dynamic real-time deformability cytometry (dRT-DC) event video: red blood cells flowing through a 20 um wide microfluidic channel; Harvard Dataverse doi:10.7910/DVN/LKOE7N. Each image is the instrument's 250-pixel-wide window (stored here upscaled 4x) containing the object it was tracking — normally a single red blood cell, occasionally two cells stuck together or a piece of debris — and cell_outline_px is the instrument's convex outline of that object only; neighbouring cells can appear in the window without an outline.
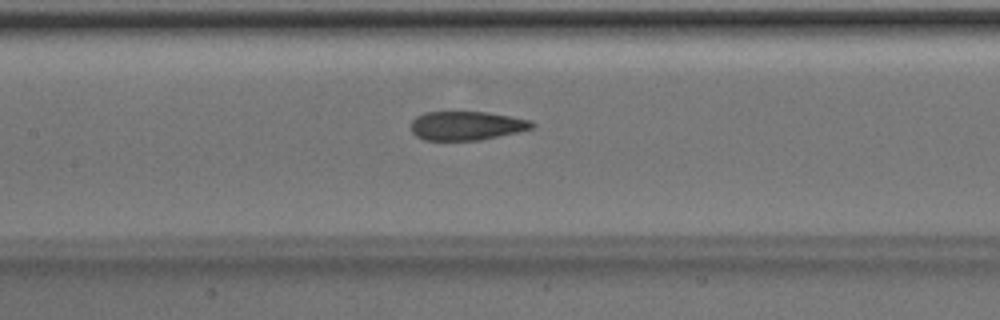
{"species": "Egyptian fruit bat (a non-hibernating species)", "species_latin": "Rousettus aegyptiacus", "temperature_condition": "room temperature", "stored_images_in_passage": 37, "camera_frame_rate_fps": 3000, "um_per_image_px": 0.085, "animal": {"sex": "male"}, "frame": {"image": 1, "passage_image": 10, "time_ms": 3.0, "image_size_px": [1000, 320], "cell_outline_px": [[536, 124], [532, 128], [516, 132], [480, 140], [424, 140], [416, 136], [412, 132], [412, 120], [416, 116], [424, 112], [488, 112], [528, 120]], "centroid_in_image_um": [39.61, 10.68], "position_along_channel_um": 167.8, "area_um2": 20.17}}
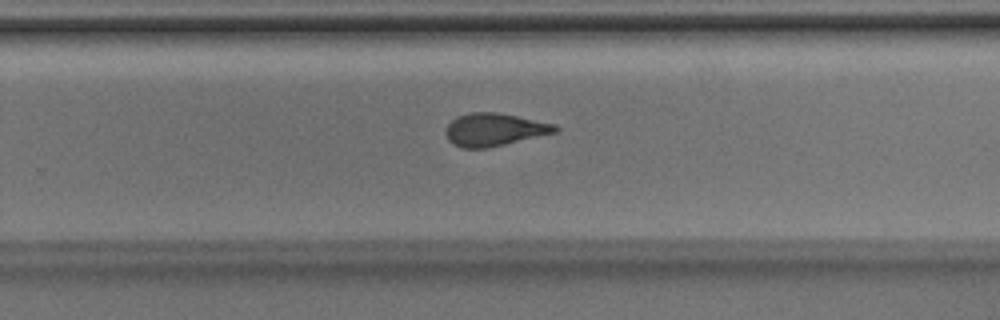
{"frame": {"image": 2, "passage_image": 19, "time_ms": 6.0, "image_size_px": [1000, 320], "cell_outline_px": [[560, 128], [556, 132], [504, 144], [484, 148], [464, 148], [452, 144], [448, 140], [444, 132], [444, 128], [456, 116], [472, 112], [496, 112], [556, 124]], "centroid_in_image_um": [41.97, 11.01], "position_along_channel_um": 287.8, "area_um2": 20.81}}
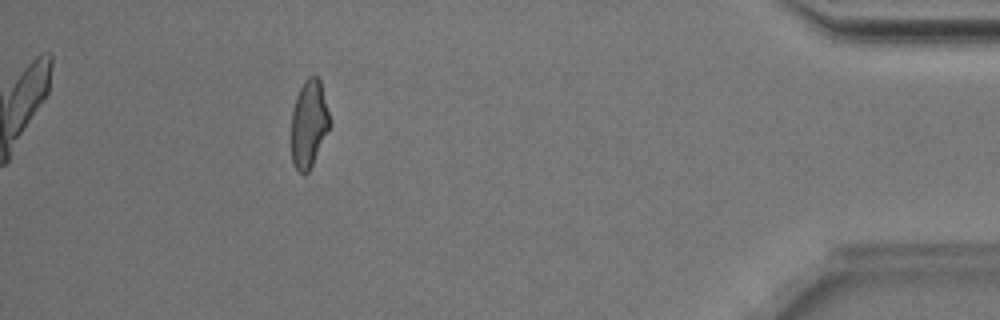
{"frame": {"image": 3, "passage_image": 32, "time_ms": 10.333, "image_size_px": [1000, 320], "cell_outline_px": [[332, 124], [308, 172], [304, 176], [292, 164], [292, 112], [296, 96], [304, 80], [308, 76], [316, 76], [320, 80]], "centroid_in_image_um": [26.27, 10.52], "position_along_channel_um": 408.9, "area_um2": 19.59}, "authors_computed_cell_mechanics": {"area_um2": 20.8658, "velocity_mm_per_s": 4.0207, "shape_relaxation_time_tau1_ms": 8.4576, "shape_relaxation_time_tau2_ms": 1.4745, "deformation_change_tau1": 0.217, "deformation_change_tau2": 0.0953}}